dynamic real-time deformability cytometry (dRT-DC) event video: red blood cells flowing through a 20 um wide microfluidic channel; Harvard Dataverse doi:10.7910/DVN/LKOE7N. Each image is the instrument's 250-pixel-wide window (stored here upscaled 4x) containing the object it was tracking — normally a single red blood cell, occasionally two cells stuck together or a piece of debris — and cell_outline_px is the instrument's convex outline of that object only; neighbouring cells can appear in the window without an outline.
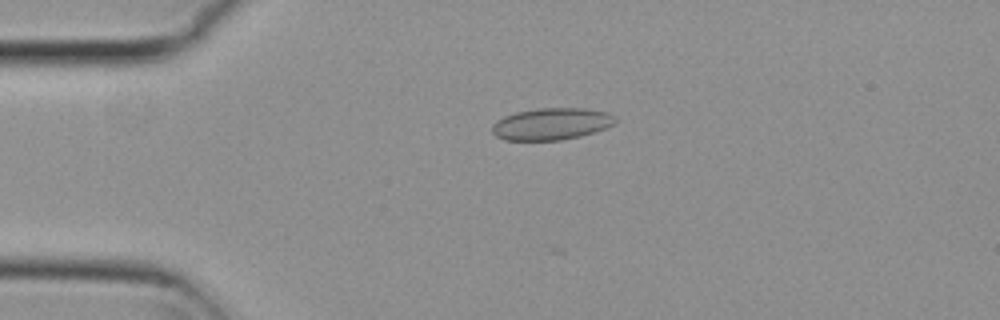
{"species": "common noctule bat (a hibernating species)", "species_latin": "Nyctalus noctula", "temperature_condition": "cold", "stored_images_in_passage": 26, "camera_frame_rate_fps": 3000, "um_per_image_px": 0.085, "animal": {"sex": "female", "body_mass_g": 29.2, "forearm_length_mm": 56.3}, "frame": {"image": 1, "passage_image": 5, "time_ms": 1.333, "image_size_px": [1000, 320], "cell_outline_px": [[616, 124], [580, 136], [560, 140], [504, 140], [496, 136], [492, 132], [492, 124], [496, 120], [504, 116], [516, 112], [536, 108], [584, 108], [608, 112], [616, 116]], "centroid_in_image_um": [46.87, 10.52], "position_along_channel_um": 38.1, "area_um2": 23.0}}
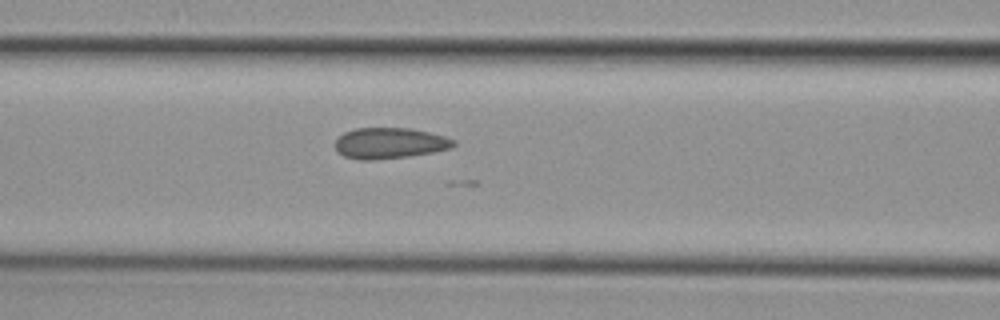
{"frame": {"image": 2, "passage_image": 15, "time_ms": 4.667, "image_size_px": [1000, 320], "cell_outline_px": [[456, 144], [452, 148], [432, 152], [408, 156], [372, 160], [360, 160], [344, 156], [336, 152], [336, 140], [344, 132], [356, 128], [412, 128], [444, 136], [456, 140]], "centroid_in_image_um": [33.13, 12.17], "position_along_channel_um": 133.5, "area_um2": 21.33}}
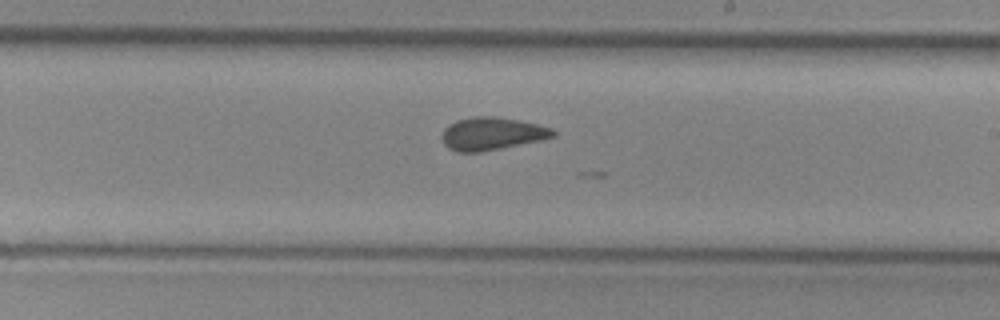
{"frame": {"image": 3, "passage_image": 24, "time_ms": 7.667, "image_size_px": [1000, 320], "cell_outline_px": [[556, 136], [540, 140], [480, 152], [456, 152], [448, 148], [444, 144], [440, 136], [444, 128], [448, 124], [456, 120], [476, 116], [496, 116], [536, 124], [552, 128], [556, 132]], "centroid_in_image_um": [41.76, 11.36], "position_along_channel_um": 247.2, "area_um2": 21.21}}